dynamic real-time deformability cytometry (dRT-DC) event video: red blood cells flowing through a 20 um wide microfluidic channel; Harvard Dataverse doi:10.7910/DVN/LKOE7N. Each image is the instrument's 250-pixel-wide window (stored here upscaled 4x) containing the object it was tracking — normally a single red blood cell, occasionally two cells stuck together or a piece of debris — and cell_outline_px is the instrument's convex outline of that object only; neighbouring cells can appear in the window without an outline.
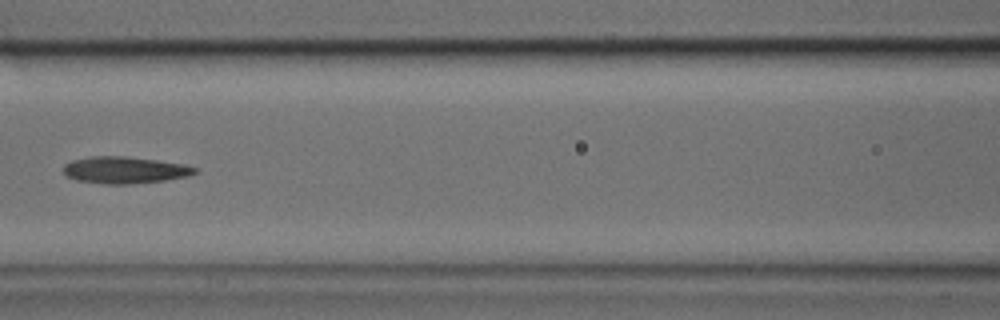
{"species": "common noctule bat (a hibernating species)", "species_latin": "Nyctalus noctula", "temperature_condition": "cold", "stored_images_in_passage": 28, "camera_frame_rate_fps": 3000, "um_per_image_px": 0.085, "animal": {"sex": "male", "body_mass_g": 17.9, "forearm_length_mm": 54.2}, "frame": {"image": 1, "passage_image": 16, "time_ms": 5.0, "image_size_px": [1000, 320], "cell_outline_px": [[200, 172], [188, 176], [164, 180], [128, 184], [108, 184], [76, 180], [64, 176], [64, 164], [72, 160], [92, 156], [124, 156], [156, 160], [184, 164], [196, 168]], "centroid_in_image_um": [10.59, 14.45], "position_along_channel_um": 156.0, "area_um2": 20.52}}